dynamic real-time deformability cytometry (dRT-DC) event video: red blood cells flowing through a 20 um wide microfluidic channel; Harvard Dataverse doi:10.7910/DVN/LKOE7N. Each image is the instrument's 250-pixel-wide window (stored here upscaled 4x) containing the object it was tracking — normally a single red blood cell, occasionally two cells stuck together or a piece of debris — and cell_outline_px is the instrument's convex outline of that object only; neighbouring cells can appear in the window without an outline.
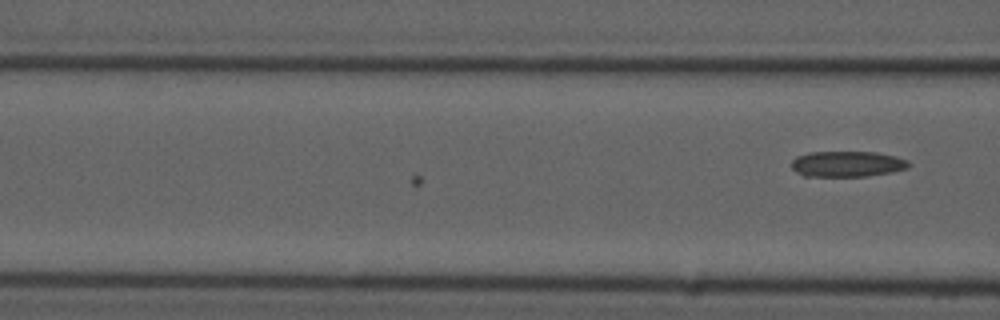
{"species": "common noctule bat (a hibernating species)", "species_latin": "Nyctalus noctula", "temperature_condition": "cold", "stored_images_in_passage": 6, "camera_frame_rate_fps": 3000, "um_per_image_px": 0.085, "animal": {"sex": "male", "forearm_length_mm": 52.5}, "frame": {"image": 1, "passage_image": 6, "time_ms": 1.667, "image_size_px": [1000, 320], "cell_outline_px": [[912, 164], [908, 168], [892, 172], [868, 176], [804, 176], [796, 172], [792, 168], [792, 160], [796, 156], [808, 152], [876, 152], [896, 156], [908, 160]], "centroid_in_image_um": [72.03, 13.93], "position_along_channel_um": 94.6, "area_um2": 17.74}}